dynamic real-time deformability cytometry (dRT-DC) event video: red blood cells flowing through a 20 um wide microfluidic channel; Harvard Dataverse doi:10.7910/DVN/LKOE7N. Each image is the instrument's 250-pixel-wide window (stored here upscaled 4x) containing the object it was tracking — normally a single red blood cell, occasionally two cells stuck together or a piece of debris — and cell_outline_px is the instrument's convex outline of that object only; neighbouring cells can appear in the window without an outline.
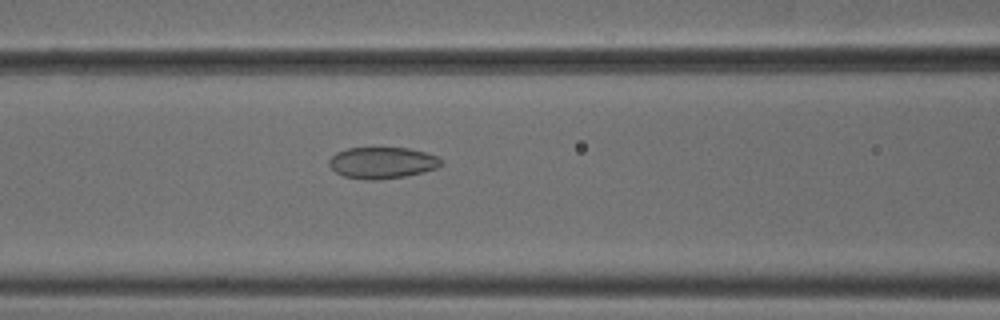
{"species": "common noctule bat (a hibernating species)", "species_latin": "Nyctalus noctula", "temperature_condition": "cold", "stored_images_in_passage": 41, "camera_frame_rate_fps": 3000, "um_per_image_px": 0.085, "animal": {"sex": "male", "body_mass_g": 18.8}, "frame": {"image": 1, "passage_image": 15, "time_ms": 4.667, "image_size_px": [1000, 320], "cell_outline_px": [[444, 164], [436, 168], [424, 172], [404, 176], [376, 180], [364, 180], [344, 176], [336, 172], [328, 164], [328, 160], [336, 152], [348, 148], [408, 148], [424, 152], [436, 156]], "centroid_in_image_um": [32.47, 13.84], "position_along_channel_um": 134.1, "area_um2": 20.46}}
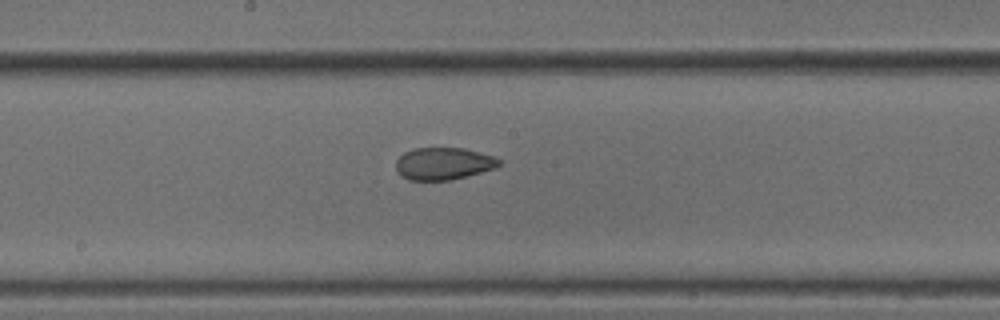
{"frame": {"image": 2, "passage_image": 21, "time_ms": 6.667, "image_size_px": [1000, 320], "cell_outline_px": [[500, 164], [496, 168], [452, 180], [408, 180], [400, 176], [396, 172], [396, 160], [404, 152], [412, 148], [464, 148], [492, 156], [500, 160]], "centroid_in_image_um": [37.65, 13.91], "position_along_channel_um": 210.6, "area_um2": 19.48}}
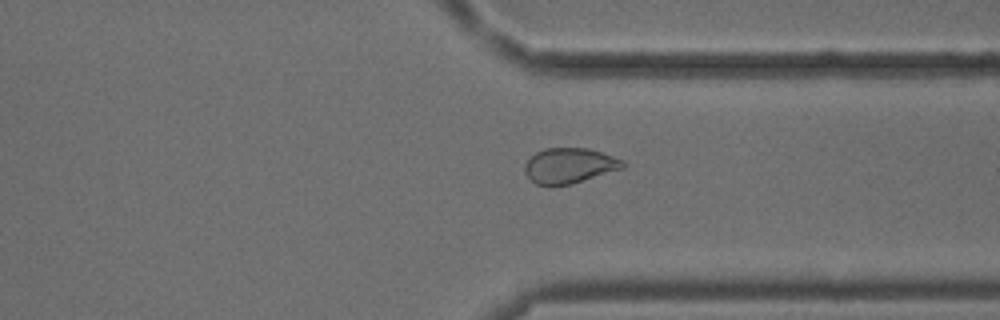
{"frame": {"image": 3, "passage_image": 33, "time_ms": 10.667, "image_size_px": [1000, 320], "cell_outline_px": [[624, 168], [572, 184], [536, 184], [524, 172], [524, 164], [536, 152], [544, 148], [588, 148], [624, 160]], "centroid_in_image_um": [48.41, 14.06], "position_along_channel_um": 363.0, "area_um2": 19.94}}